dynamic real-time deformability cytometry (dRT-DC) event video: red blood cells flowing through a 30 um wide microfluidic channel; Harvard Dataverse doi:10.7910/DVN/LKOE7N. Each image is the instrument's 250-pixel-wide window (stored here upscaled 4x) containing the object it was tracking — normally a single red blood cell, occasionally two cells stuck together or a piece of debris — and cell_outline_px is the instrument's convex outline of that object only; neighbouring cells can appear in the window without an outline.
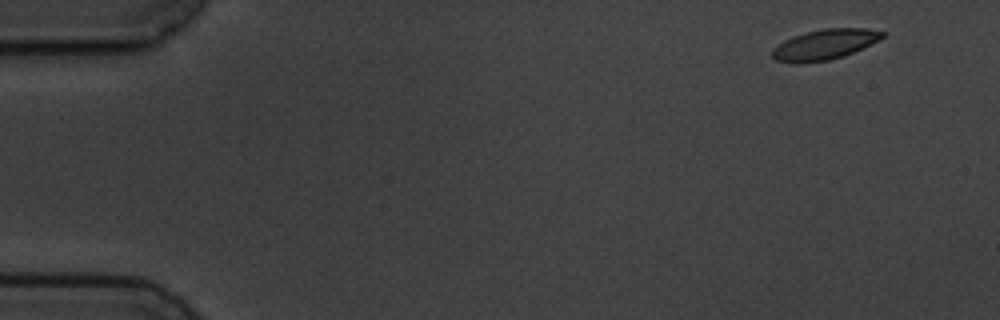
{"species": "common noctule bat (a hibernating species)", "species_latin": "Nyctalus noctula", "temperature_condition": "cold", "stored_images_in_passage": 14, "camera_frame_rate_fps": 3000, "um_per_image_px": 0.085, "animal": {"sex": "male", "body_mass_g": 19.5, "forearm_length_mm": 54.6}, "frame": {"image": 1, "passage_image": 1, "time_ms": 0.0, "image_size_px": [1000, 320], "cell_outline_px": [[888, 32], [880, 40], [844, 56], [828, 60], [776, 60], [772, 56], [772, 48], [784, 40], [792, 36], [804, 32], [824, 28], [868, 28]], "centroid_in_image_um": [70.19, 3.71], "position_along_channel_um": 14.8, "area_um2": 18.96}}
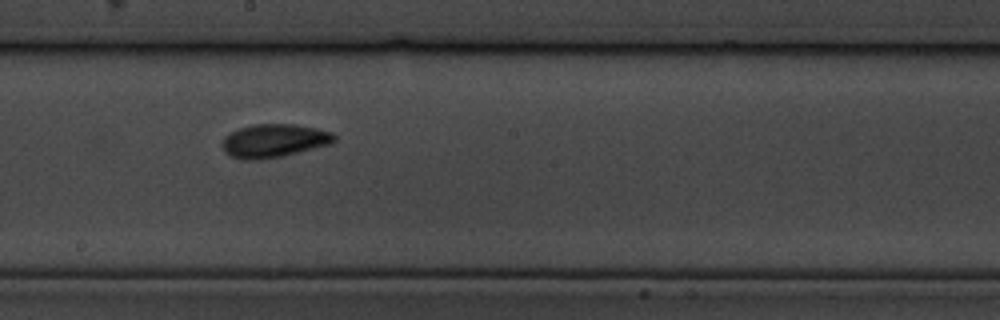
{"frame": {"image": 2, "passage_image": 8, "time_ms": 9.333, "image_size_px": [1000, 320], "cell_outline_px": [[336, 140], [332, 144], [280, 156], [260, 160], [244, 160], [228, 156], [224, 152], [220, 144], [224, 136], [228, 132], [252, 124], [296, 124], [316, 128], [332, 132], [336, 136]], "centroid_in_image_um": [23.24, 11.96], "position_along_channel_um": 225.0, "area_um2": 22.14}}
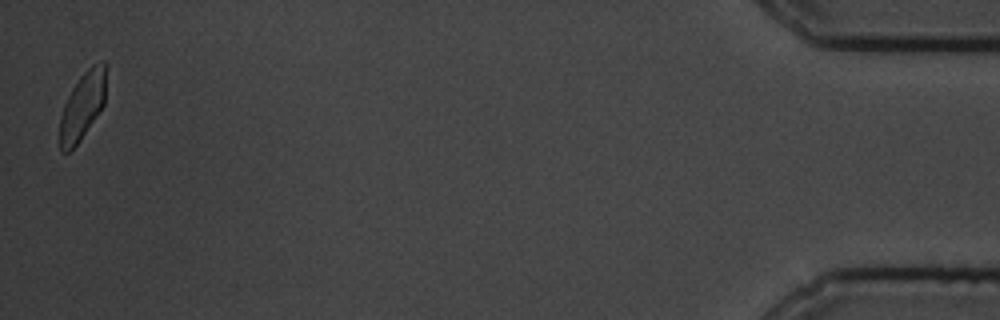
{"frame": {"image": 3, "passage_image": 14, "time_ms": 17.667, "image_size_px": [1000, 320], "cell_outline_px": [[108, 64], [104, 104], [80, 140], [68, 152], [60, 152], [60, 116], [64, 104], [72, 88], [80, 76], [92, 64], [104, 60]], "centroid_in_image_um": [7.04, 8.93], "position_along_channel_um": 428.2, "area_um2": 18.32}, "authors_computed_cell_mechanics": {"area_um2": 19.7098, "velocity_mm_per_s": 3.4885, "shape_relaxation_time_tau1_ms": 3.0812, "shape_relaxation_time_tau2_ms": 5.7275, "deformation_change_tau1": 0.0907, "deformation_change_tau2": 0.0598}}